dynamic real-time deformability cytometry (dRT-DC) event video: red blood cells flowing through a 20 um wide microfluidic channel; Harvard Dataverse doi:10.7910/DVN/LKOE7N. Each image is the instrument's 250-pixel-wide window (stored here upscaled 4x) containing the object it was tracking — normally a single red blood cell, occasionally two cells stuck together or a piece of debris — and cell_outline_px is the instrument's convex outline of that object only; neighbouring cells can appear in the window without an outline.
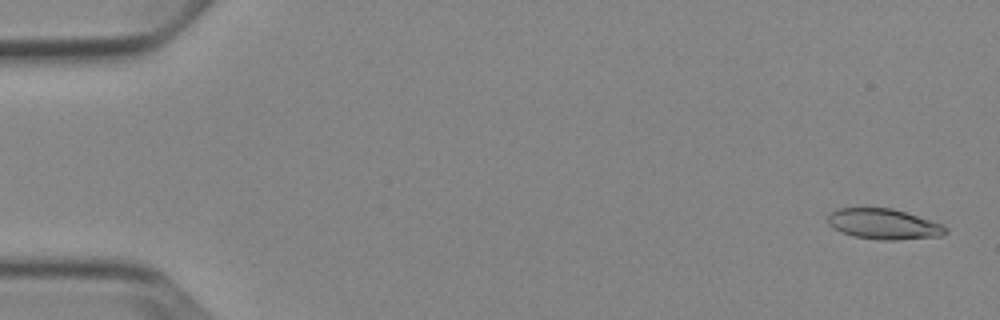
{"species": "Egyptian fruit bat (a non-hibernating species)", "species_latin": "Rousettus aegyptiacus", "temperature_condition": "cold", "stored_images_in_passage": 6, "camera_frame_rate_fps": 3000, "um_per_image_px": 0.085, "animal": {"sex": "female"}, "frame": {"image": 1, "passage_image": 1, "time_ms": 0.0, "image_size_px": [1000, 320], "cell_outline_px": [[948, 232], [940, 236], [896, 240], [880, 240], [852, 236], [840, 232], [828, 224], [828, 216], [836, 208], [892, 208], [944, 224], [948, 228]], "centroid_in_image_um": [75.13, 19.05], "position_along_channel_um": 9.9, "area_um2": 21.04}}